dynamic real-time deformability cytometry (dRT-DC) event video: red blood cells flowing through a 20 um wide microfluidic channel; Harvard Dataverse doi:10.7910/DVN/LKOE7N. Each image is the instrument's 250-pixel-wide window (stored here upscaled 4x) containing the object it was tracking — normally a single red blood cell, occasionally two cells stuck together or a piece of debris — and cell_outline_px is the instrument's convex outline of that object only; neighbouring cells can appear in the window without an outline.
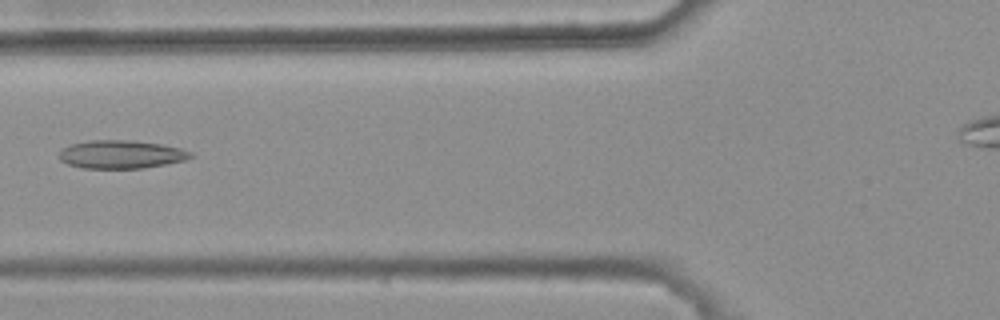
{"species": "common noctule bat (a hibernating species)", "species_latin": "Nyctalus noctula", "temperature_condition": "warm", "stored_images_in_passage": 5, "camera_frame_rate_fps": 3000, "um_per_image_px": 0.085, "animal": {"sex": "female", "body_mass_g": 25.1}, "frame": {"image": 1, "passage_image": 5, "time_ms": 1.333, "image_size_px": [1000, 320], "cell_outline_px": [[196, 156], [184, 160], [144, 168], [84, 168], [68, 164], [60, 160], [60, 152], [64, 148], [72, 144], [88, 140], [124, 140], [160, 144], [180, 148], [192, 152]], "centroid_in_image_um": [10.32, 13.12], "position_along_channel_um": 115.5, "area_um2": 21.39}}